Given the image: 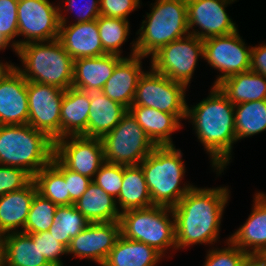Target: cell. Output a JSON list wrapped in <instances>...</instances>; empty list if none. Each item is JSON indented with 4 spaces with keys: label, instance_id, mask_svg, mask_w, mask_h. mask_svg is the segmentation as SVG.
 I'll list each match as a JSON object with an SVG mask.
<instances>
[{
    "label": "cell",
    "instance_id": "18",
    "mask_svg": "<svg viewBox=\"0 0 266 266\" xmlns=\"http://www.w3.org/2000/svg\"><path fill=\"white\" fill-rule=\"evenodd\" d=\"M27 80L14 66L0 81V125L28 124Z\"/></svg>",
    "mask_w": 266,
    "mask_h": 266
},
{
    "label": "cell",
    "instance_id": "29",
    "mask_svg": "<svg viewBox=\"0 0 266 266\" xmlns=\"http://www.w3.org/2000/svg\"><path fill=\"white\" fill-rule=\"evenodd\" d=\"M217 86L234 105L266 99V77L251 70L229 76Z\"/></svg>",
    "mask_w": 266,
    "mask_h": 266
},
{
    "label": "cell",
    "instance_id": "19",
    "mask_svg": "<svg viewBox=\"0 0 266 266\" xmlns=\"http://www.w3.org/2000/svg\"><path fill=\"white\" fill-rule=\"evenodd\" d=\"M131 55L124 57L115 67L112 76L107 80L101 92L111 100L129 108L133 104L135 90L142 70V57L137 55L135 41H132Z\"/></svg>",
    "mask_w": 266,
    "mask_h": 266
},
{
    "label": "cell",
    "instance_id": "22",
    "mask_svg": "<svg viewBox=\"0 0 266 266\" xmlns=\"http://www.w3.org/2000/svg\"><path fill=\"white\" fill-rule=\"evenodd\" d=\"M128 111L155 146H174L172 132L181 128L186 114H170L145 106H130Z\"/></svg>",
    "mask_w": 266,
    "mask_h": 266
},
{
    "label": "cell",
    "instance_id": "20",
    "mask_svg": "<svg viewBox=\"0 0 266 266\" xmlns=\"http://www.w3.org/2000/svg\"><path fill=\"white\" fill-rule=\"evenodd\" d=\"M253 209L246 222L229 240L247 254L266 252V194L258 192L253 198Z\"/></svg>",
    "mask_w": 266,
    "mask_h": 266
},
{
    "label": "cell",
    "instance_id": "32",
    "mask_svg": "<svg viewBox=\"0 0 266 266\" xmlns=\"http://www.w3.org/2000/svg\"><path fill=\"white\" fill-rule=\"evenodd\" d=\"M237 141L266 130V99L235 105Z\"/></svg>",
    "mask_w": 266,
    "mask_h": 266
},
{
    "label": "cell",
    "instance_id": "7",
    "mask_svg": "<svg viewBox=\"0 0 266 266\" xmlns=\"http://www.w3.org/2000/svg\"><path fill=\"white\" fill-rule=\"evenodd\" d=\"M119 223L124 238L143 242L164 257L168 248L176 249L175 218L171 207L153 205L126 210L120 214Z\"/></svg>",
    "mask_w": 266,
    "mask_h": 266
},
{
    "label": "cell",
    "instance_id": "13",
    "mask_svg": "<svg viewBox=\"0 0 266 266\" xmlns=\"http://www.w3.org/2000/svg\"><path fill=\"white\" fill-rule=\"evenodd\" d=\"M28 124L44 132L54 142L61 138V104L65 90L27 81Z\"/></svg>",
    "mask_w": 266,
    "mask_h": 266
},
{
    "label": "cell",
    "instance_id": "39",
    "mask_svg": "<svg viewBox=\"0 0 266 266\" xmlns=\"http://www.w3.org/2000/svg\"><path fill=\"white\" fill-rule=\"evenodd\" d=\"M225 242L228 246L225 248L209 249L206 255V260L203 266H239L244 256L245 251L234 245L229 237Z\"/></svg>",
    "mask_w": 266,
    "mask_h": 266
},
{
    "label": "cell",
    "instance_id": "17",
    "mask_svg": "<svg viewBox=\"0 0 266 266\" xmlns=\"http://www.w3.org/2000/svg\"><path fill=\"white\" fill-rule=\"evenodd\" d=\"M64 15L59 13L60 30L58 40L74 60L106 55L99 37L97 19L89 22L67 24L69 21Z\"/></svg>",
    "mask_w": 266,
    "mask_h": 266
},
{
    "label": "cell",
    "instance_id": "21",
    "mask_svg": "<svg viewBox=\"0 0 266 266\" xmlns=\"http://www.w3.org/2000/svg\"><path fill=\"white\" fill-rule=\"evenodd\" d=\"M123 56L106 54L74 60L72 87L84 92L101 91Z\"/></svg>",
    "mask_w": 266,
    "mask_h": 266
},
{
    "label": "cell",
    "instance_id": "26",
    "mask_svg": "<svg viewBox=\"0 0 266 266\" xmlns=\"http://www.w3.org/2000/svg\"><path fill=\"white\" fill-rule=\"evenodd\" d=\"M76 209L90 223H105L119 221L120 210L116 199L91 182L82 196L74 203Z\"/></svg>",
    "mask_w": 266,
    "mask_h": 266
},
{
    "label": "cell",
    "instance_id": "10",
    "mask_svg": "<svg viewBox=\"0 0 266 266\" xmlns=\"http://www.w3.org/2000/svg\"><path fill=\"white\" fill-rule=\"evenodd\" d=\"M186 86L150 68L140 76L132 106H145L170 114H186Z\"/></svg>",
    "mask_w": 266,
    "mask_h": 266
},
{
    "label": "cell",
    "instance_id": "27",
    "mask_svg": "<svg viewBox=\"0 0 266 266\" xmlns=\"http://www.w3.org/2000/svg\"><path fill=\"white\" fill-rule=\"evenodd\" d=\"M162 256L155 248L120 235L102 266H157Z\"/></svg>",
    "mask_w": 266,
    "mask_h": 266
},
{
    "label": "cell",
    "instance_id": "48",
    "mask_svg": "<svg viewBox=\"0 0 266 266\" xmlns=\"http://www.w3.org/2000/svg\"><path fill=\"white\" fill-rule=\"evenodd\" d=\"M8 45H9V43L0 34V51L6 49L7 47H12V46H10V45L8 46Z\"/></svg>",
    "mask_w": 266,
    "mask_h": 266
},
{
    "label": "cell",
    "instance_id": "43",
    "mask_svg": "<svg viewBox=\"0 0 266 266\" xmlns=\"http://www.w3.org/2000/svg\"><path fill=\"white\" fill-rule=\"evenodd\" d=\"M64 178L67 184V192H69L70 199L75 203L82 194L86 191L87 186L92 180L78 172L69 170L64 165Z\"/></svg>",
    "mask_w": 266,
    "mask_h": 266
},
{
    "label": "cell",
    "instance_id": "8",
    "mask_svg": "<svg viewBox=\"0 0 266 266\" xmlns=\"http://www.w3.org/2000/svg\"><path fill=\"white\" fill-rule=\"evenodd\" d=\"M102 142L104 161L125 166L139 165L156 147L129 111Z\"/></svg>",
    "mask_w": 266,
    "mask_h": 266
},
{
    "label": "cell",
    "instance_id": "25",
    "mask_svg": "<svg viewBox=\"0 0 266 266\" xmlns=\"http://www.w3.org/2000/svg\"><path fill=\"white\" fill-rule=\"evenodd\" d=\"M91 104L90 92L73 87L65 90L61 104V137H87V121Z\"/></svg>",
    "mask_w": 266,
    "mask_h": 266
},
{
    "label": "cell",
    "instance_id": "35",
    "mask_svg": "<svg viewBox=\"0 0 266 266\" xmlns=\"http://www.w3.org/2000/svg\"><path fill=\"white\" fill-rule=\"evenodd\" d=\"M57 207L58 205L36 193L22 232L32 234L48 231L53 225Z\"/></svg>",
    "mask_w": 266,
    "mask_h": 266
},
{
    "label": "cell",
    "instance_id": "40",
    "mask_svg": "<svg viewBox=\"0 0 266 266\" xmlns=\"http://www.w3.org/2000/svg\"><path fill=\"white\" fill-rule=\"evenodd\" d=\"M33 177L22 168L0 165V196L27 186Z\"/></svg>",
    "mask_w": 266,
    "mask_h": 266
},
{
    "label": "cell",
    "instance_id": "14",
    "mask_svg": "<svg viewBox=\"0 0 266 266\" xmlns=\"http://www.w3.org/2000/svg\"><path fill=\"white\" fill-rule=\"evenodd\" d=\"M54 155L69 169L93 180L104 161L101 138L70 135L54 142Z\"/></svg>",
    "mask_w": 266,
    "mask_h": 266
},
{
    "label": "cell",
    "instance_id": "24",
    "mask_svg": "<svg viewBox=\"0 0 266 266\" xmlns=\"http://www.w3.org/2000/svg\"><path fill=\"white\" fill-rule=\"evenodd\" d=\"M91 104L87 121V137L103 138L128 112L121 103L111 100L101 91L90 92Z\"/></svg>",
    "mask_w": 266,
    "mask_h": 266
},
{
    "label": "cell",
    "instance_id": "36",
    "mask_svg": "<svg viewBox=\"0 0 266 266\" xmlns=\"http://www.w3.org/2000/svg\"><path fill=\"white\" fill-rule=\"evenodd\" d=\"M123 176L124 165L104 162L92 182L101 187L105 193L117 199L122 187Z\"/></svg>",
    "mask_w": 266,
    "mask_h": 266
},
{
    "label": "cell",
    "instance_id": "37",
    "mask_svg": "<svg viewBox=\"0 0 266 266\" xmlns=\"http://www.w3.org/2000/svg\"><path fill=\"white\" fill-rule=\"evenodd\" d=\"M18 0H0V34L16 51L18 41Z\"/></svg>",
    "mask_w": 266,
    "mask_h": 266
},
{
    "label": "cell",
    "instance_id": "42",
    "mask_svg": "<svg viewBox=\"0 0 266 266\" xmlns=\"http://www.w3.org/2000/svg\"><path fill=\"white\" fill-rule=\"evenodd\" d=\"M140 7V0H100V15L128 20V15Z\"/></svg>",
    "mask_w": 266,
    "mask_h": 266
},
{
    "label": "cell",
    "instance_id": "33",
    "mask_svg": "<svg viewBox=\"0 0 266 266\" xmlns=\"http://www.w3.org/2000/svg\"><path fill=\"white\" fill-rule=\"evenodd\" d=\"M90 222L76 209L74 204L58 206L53 225L48 232L67 248L71 239L76 237Z\"/></svg>",
    "mask_w": 266,
    "mask_h": 266
},
{
    "label": "cell",
    "instance_id": "30",
    "mask_svg": "<svg viewBox=\"0 0 266 266\" xmlns=\"http://www.w3.org/2000/svg\"><path fill=\"white\" fill-rule=\"evenodd\" d=\"M116 203L121 213L130 209L153 206L144 172L140 165H124L122 187Z\"/></svg>",
    "mask_w": 266,
    "mask_h": 266
},
{
    "label": "cell",
    "instance_id": "11",
    "mask_svg": "<svg viewBox=\"0 0 266 266\" xmlns=\"http://www.w3.org/2000/svg\"><path fill=\"white\" fill-rule=\"evenodd\" d=\"M251 46H246L238 30L224 36L203 40V59L217 69L220 75L214 82L217 86L225 78L250 70Z\"/></svg>",
    "mask_w": 266,
    "mask_h": 266
},
{
    "label": "cell",
    "instance_id": "23",
    "mask_svg": "<svg viewBox=\"0 0 266 266\" xmlns=\"http://www.w3.org/2000/svg\"><path fill=\"white\" fill-rule=\"evenodd\" d=\"M36 193L37 188L32 180L24 188L0 196L1 236L10 232L24 230L30 206Z\"/></svg>",
    "mask_w": 266,
    "mask_h": 266
},
{
    "label": "cell",
    "instance_id": "47",
    "mask_svg": "<svg viewBox=\"0 0 266 266\" xmlns=\"http://www.w3.org/2000/svg\"><path fill=\"white\" fill-rule=\"evenodd\" d=\"M0 266H4V244L0 235Z\"/></svg>",
    "mask_w": 266,
    "mask_h": 266
},
{
    "label": "cell",
    "instance_id": "5",
    "mask_svg": "<svg viewBox=\"0 0 266 266\" xmlns=\"http://www.w3.org/2000/svg\"><path fill=\"white\" fill-rule=\"evenodd\" d=\"M54 156V141L29 124L0 125V165L24 169L32 177Z\"/></svg>",
    "mask_w": 266,
    "mask_h": 266
},
{
    "label": "cell",
    "instance_id": "15",
    "mask_svg": "<svg viewBox=\"0 0 266 266\" xmlns=\"http://www.w3.org/2000/svg\"><path fill=\"white\" fill-rule=\"evenodd\" d=\"M189 34L199 39L224 36L237 31L234 23L226 12L231 0H186ZM195 27H199L194 29ZM192 30V31H191Z\"/></svg>",
    "mask_w": 266,
    "mask_h": 266
},
{
    "label": "cell",
    "instance_id": "9",
    "mask_svg": "<svg viewBox=\"0 0 266 266\" xmlns=\"http://www.w3.org/2000/svg\"><path fill=\"white\" fill-rule=\"evenodd\" d=\"M200 56H204L203 40L188 34L155 52L150 66L157 73L189 87Z\"/></svg>",
    "mask_w": 266,
    "mask_h": 266
},
{
    "label": "cell",
    "instance_id": "28",
    "mask_svg": "<svg viewBox=\"0 0 266 266\" xmlns=\"http://www.w3.org/2000/svg\"><path fill=\"white\" fill-rule=\"evenodd\" d=\"M4 266H51L28 233L18 231L2 235Z\"/></svg>",
    "mask_w": 266,
    "mask_h": 266
},
{
    "label": "cell",
    "instance_id": "44",
    "mask_svg": "<svg viewBox=\"0 0 266 266\" xmlns=\"http://www.w3.org/2000/svg\"><path fill=\"white\" fill-rule=\"evenodd\" d=\"M250 70L266 77V44L252 47Z\"/></svg>",
    "mask_w": 266,
    "mask_h": 266
},
{
    "label": "cell",
    "instance_id": "2",
    "mask_svg": "<svg viewBox=\"0 0 266 266\" xmlns=\"http://www.w3.org/2000/svg\"><path fill=\"white\" fill-rule=\"evenodd\" d=\"M208 97L186 109V119L191 120L197 139L210 156L217 175L230 163L232 145L237 142L235 132V105L219 89L212 86Z\"/></svg>",
    "mask_w": 266,
    "mask_h": 266
},
{
    "label": "cell",
    "instance_id": "46",
    "mask_svg": "<svg viewBox=\"0 0 266 266\" xmlns=\"http://www.w3.org/2000/svg\"><path fill=\"white\" fill-rule=\"evenodd\" d=\"M15 65L12 63H3L0 62V81L8 74V72L14 67Z\"/></svg>",
    "mask_w": 266,
    "mask_h": 266
},
{
    "label": "cell",
    "instance_id": "3",
    "mask_svg": "<svg viewBox=\"0 0 266 266\" xmlns=\"http://www.w3.org/2000/svg\"><path fill=\"white\" fill-rule=\"evenodd\" d=\"M15 53L22 66H15L21 75L32 82L67 90L73 84L74 59L58 39L29 42L19 46Z\"/></svg>",
    "mask_w": 266,
    "mask_h": 266
},
{
    "label": "cell",
    "instance_id": "31",
    "mask_svg": "<svg viewBox=\"0 0 266 266\" xmlns=\"http://www.w3.org/2000/svg\"><path fill=\"white\" fill-rule=\"evenodd\" d=\"M37 193L58 206L71 205L74 202L67 192L64 178V164L54 155L51 162L34 176Z\"/></svg>",
    "mask_w": 266,
    "mask_h": 266
},
{
    "label": "cell",
    "instance_id": "12",
    "mask_svg": "<svg viewBox=\"0 0 266 266\" xmlns=\"http://www.w3.org/2000/svg\"><path fill=\"white\" fill-rule=\"evenodd\" d=\"M18 47L29 42L51 41L59 38V5L50 0H18Z\"/></svg>",
    "mask_w": 266,
    "mask_h": 266
},
{
    "label": "cell",
    "instance_id": "4",
    "mask_svg": "<svg viewBox=\"0 0 266 266\" xmlns=\"http://www.w3.org/2000/svg\"><path fill=\"white\" fill-rule=\"evenodd\" d=\"M182 155L181 150L175 146H156L139 164L153 205L172 208L193 187L187 183L180 186L186 172Z\"/></svg>",
    "mask_w": 266,
    "mask_h": 266
},
{
    "label": "cell",
    "instance_id": "41",
    "mask_svg": "<svg viewBox=\"0 0 266 266\" xmlns=\"http://www.w3.org/2000/svg\"><path fill=\"white\" fill-rule=\"evenodd\" d=\"M65 1L66 2H64V5L66 6V8L65 10H63L62 7L59 6V13H62V11H68V12L76 11L75 14L77 15V18L75 23L89 22L97 19L100 16V0H65ZM83 1L84 4H80Z\"/></svg>",
    "mask_w": 266,
    "mask_h": 266
},
{
    "label": "cell",
    "instance_id": "45",
    "mask_svg": "<svg viewBox=\"0 0 266 266\" xmlns=\"http://www.w3.org/2000/svg\"><path fill=\"white\" fill-rule=\"evenodd\" d=\"M239 266H266V257L263 254H246Z\"/></svg>",
    "mask_w": 266,
    "mask_h": 266
},
{
    "label": "cell",
    "instance_id": "6",
    "mask_svg": "<svg viewBox=\"0 0 266 266\" xmlns=\"http://www.w3.org/2000/svg\"><path fill=\"white\" fill-rule=\"evenodd\" d=\"M151 5L135 40L136 53L142 57L189 34L186 0H156Z\"/></svg>",
    "mask_w": 266,
    "mask_h": 266
},
{
    "label": "cell",
    "instance_id": "1",
    "mask_svg": "<svg viewBox=\"0 0 266 266\" xmlns=\"http://www.w3.org/2000/svg\"><path fill=\"white\" fill-rule=\"evenodd\" d=\"M228 187L198 188L172 207L175 218L176 249L197 244H213L220 233L223 211L229 200Z\"/></svg>",
    "mask_w": 266,
    "mask_h": 266
},
{
    "label": "cell",
    "instance_id": "38",
    "mask_svg": "<svg viewBox=\"0 0 266 266\" xmlns=\"http://www.w3.org/2000/svg\"><path fill=\"white\" fill-rule=\"evenodd\" d=\"M38 241V248L51 266H64L60 256L68 254V248L56 240L48 231L29 234Z\"/></svg>",
    "mask_w": 266,
    "mask_h": 266
},
{
    "label": "cell",
    "instance_id": "16",
    "mask_svg": "<svg viewBox=\"0 0 266 266\" xmlns=\"http://www.w3.org/2000/svg\"><path fill=\"white\" fill-rule=\"evenodd\" d=\"M120 235L119 221L90 223L71 239L68 255L86 258L102 266Z\"/></svg>",
    "mask_w": 266,
    "mask_h": 266
},
{
    "label": "cell",
    "instance_id": "34",
    "mask_svg": "<svg viewBox=\"0 0 266 266\" xmlns=\"http://www.w3.org/2000/svg\"><path fill=\"white\" fill-rule=\"evenodd\" d=\"M99 37L106 54L121 56L120 49L130 32V24L126 19L99 16L97 18Z\"/></svg>",
    "mask_w": 266,
    "mask_h": 266
}]
</instances>
